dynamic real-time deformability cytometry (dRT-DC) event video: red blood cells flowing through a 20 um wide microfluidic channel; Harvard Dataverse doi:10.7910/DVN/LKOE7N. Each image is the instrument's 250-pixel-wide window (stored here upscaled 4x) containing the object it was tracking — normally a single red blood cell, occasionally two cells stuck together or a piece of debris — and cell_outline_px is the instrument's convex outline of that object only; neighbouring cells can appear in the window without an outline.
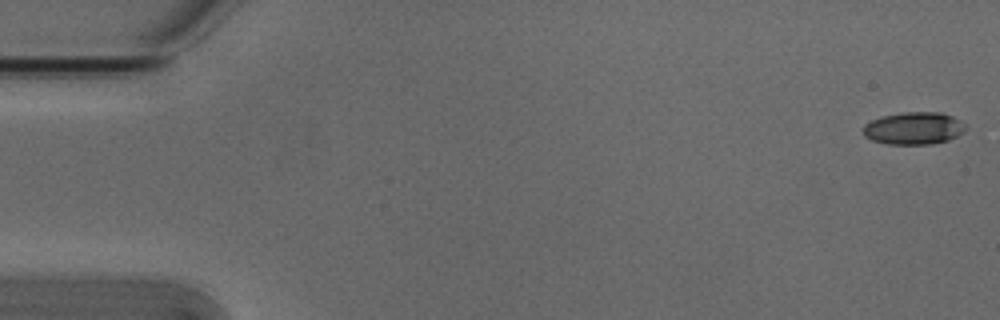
{"species": "Egyptian fruit bat (a non-hibernating species)", "species_latin": "Rousettus aegyptiacus", "temperature_condition": "cold", "stored_images_in_passage": 54, "camera_frame_rate_fps": 3000, "um_per_image_px": 0.085, "animal": {"sex": "male"}, "frame": {"image": 1, "passage_image": 1, "time_ms": 0.0, "image_size_px": [1000, 320], "cell_outline_px": [[968, 128], [964, 132], [948, 140], [932, 144], [888, 144], [872, 140], [864, 136], [864, 124], [872, 120], [884, 116], [904, 112], [940, 112], [952, 116], [968, 124]], "centroid_in_image_um": [77.72, 10.9], "position_along_channel_um": 7.3, "area_um2": 19.42}}
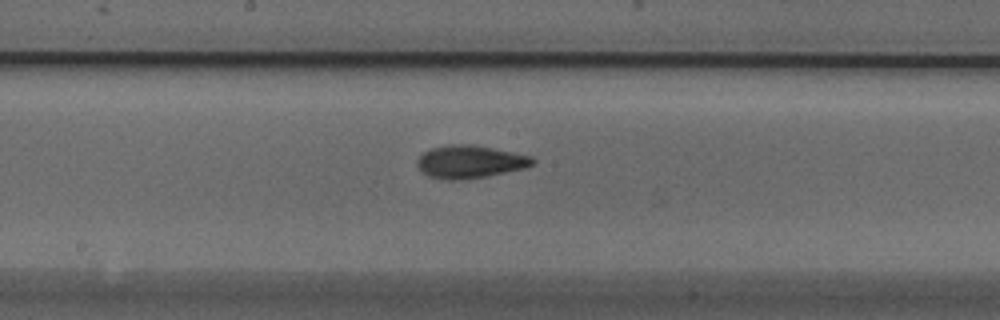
{"frame": {"image": 2, "passage_image": 28, "time_ms": 9.0, "image_size_px": [1000, 320], "cell_outline_px": [[536, 160], [532, 164], [524, 168], [488, 176], [460, 180], [448, 180], [428, 176], [416, 164], [416, 160], [424, 152], [432, 148], [452, 144], [472, 144], [532, 156]], "centroid_in_image_um": [39.94, 13.75], "position_along_channel_um": 208.3, "area_um2": 21.91}}
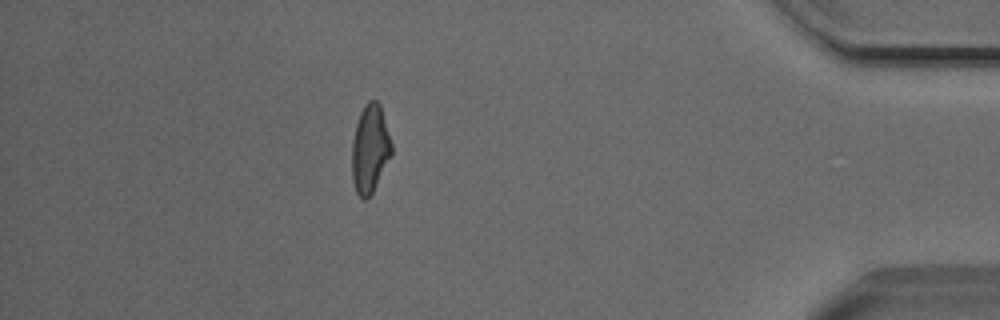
{"frame": {"image": 3, "passage_image": 47, "time_ms": 15.333, "image_size_px": [1000, 320], "cell_outline_px": [[392, 156], [372, 192], [364, 200], [356, 192], [352, 180], [352, 140], [356, 124], [360, 112], [364, 104], [368, 100], [376, 100], [380, 104], [392, 144]], "centroid_in_image_um": [31.45, 12.63], "position_along_channel_um": 403.8, "area_um2": 20.4}, "authors_computed_cell_mechanics": {"area_um2": 20.4323, "velocity_mm_per_s": 3.8454, "shape_relaxation_time_tau1_ms": 4.9827, "shape_relaxation_time_tau2_ms": 2.1777, "deformation_change_tau1": 0.1587, "deformation_change_tau2": 0.0916}}